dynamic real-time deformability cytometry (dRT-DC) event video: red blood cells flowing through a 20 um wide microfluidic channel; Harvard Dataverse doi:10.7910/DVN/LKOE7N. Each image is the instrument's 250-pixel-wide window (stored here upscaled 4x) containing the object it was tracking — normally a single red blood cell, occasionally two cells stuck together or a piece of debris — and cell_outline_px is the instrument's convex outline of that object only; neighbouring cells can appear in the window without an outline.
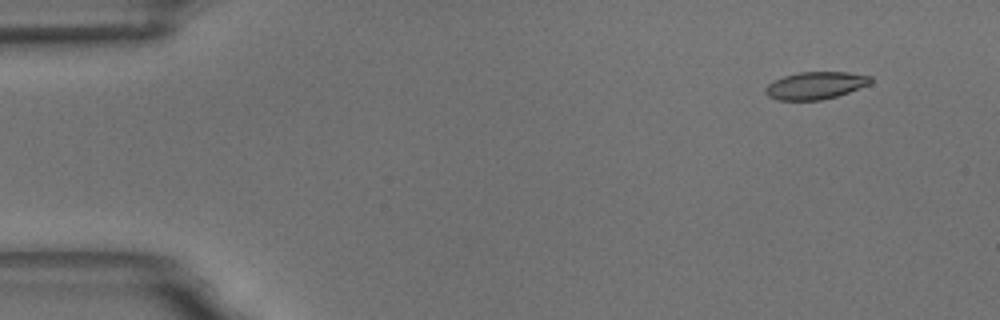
{"species": "common noctule bat (a hibernating species)", "species_latin": "Nyctalus noctula", "temperature_condition": "room temperature", "stored_images_in_passage": 54, "camera_frame_rate_fps": 3000, "um_per_image_px": 0.085, "animal": {"sex": "male", "body_mass_g": 18.8}, "frame": {"image": 1, "passage_image": 1, "time_ms": 0.0, "image_size_px": [1000, 320], "cell_outline_px": [[872, 84], [836, 96], [820, 100], [776, 100], [768, 96], [764, 92], [764, 88], [772, 80], [796, 72], [848, 72], [872, 76]], "centroid_in_image_um": [69.3, 7.26], "position_along_channel_um": 15.7, "area_um2": 16.99}}
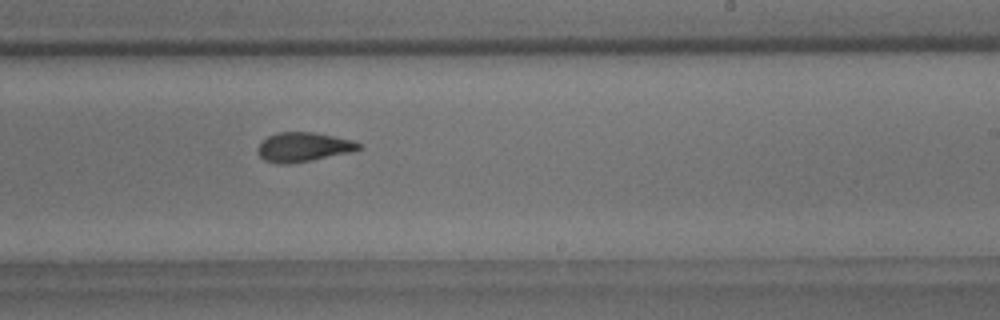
{"frame": {"image": 2, "passage_image": 31, "time_ms": 10.0, "image_size_px": [1000, 320], "cell_outline_px": [[364, 148], [352, 152], [312, 160], [288, 164], [280, 164], [264, 160], [256, 152], [256, 148], [268, 136], [276, 132], [312, 132], [352, 140], [364, 144]], "centroid_in_image_um": [25.81, 12.5], "position_along_channel_um": 263.2, "area_um2": 17.4}}
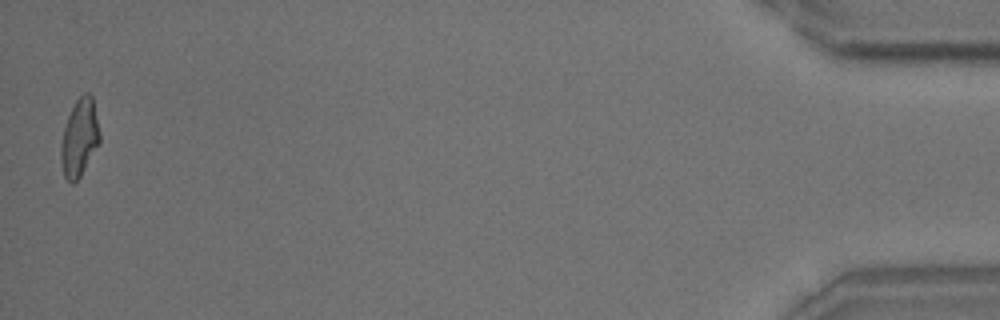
{"frame": {"image": 3, "passage_image": 53, "time_ms": 17.333, "image_size_px": [1000, 320], "cell_outline_px": [[100, 140], [80, 176], [72, 184], [64, 176], [60, 156], [60, 144], [64, 128], [68, 116], [76, 100], [84, 92], [88, 92], [92, 96], [100, 132]], "centroid_in_image_um": [6.74, 11.68], "position_along_channel_um": 428.5, "area_um2": 17.22}, "authors_computed_cell_mechanics": {"area_um2": 17.4556, "velocity_mm_per_s": 3.5169, "shape_relaxation_time_tau1_ms": 6.7556, "shape_relaxation_time_tau2_ms": 3.1755, "deformation_change_tau1": 0.184, "deformation_change_tau2": 0.1005}}